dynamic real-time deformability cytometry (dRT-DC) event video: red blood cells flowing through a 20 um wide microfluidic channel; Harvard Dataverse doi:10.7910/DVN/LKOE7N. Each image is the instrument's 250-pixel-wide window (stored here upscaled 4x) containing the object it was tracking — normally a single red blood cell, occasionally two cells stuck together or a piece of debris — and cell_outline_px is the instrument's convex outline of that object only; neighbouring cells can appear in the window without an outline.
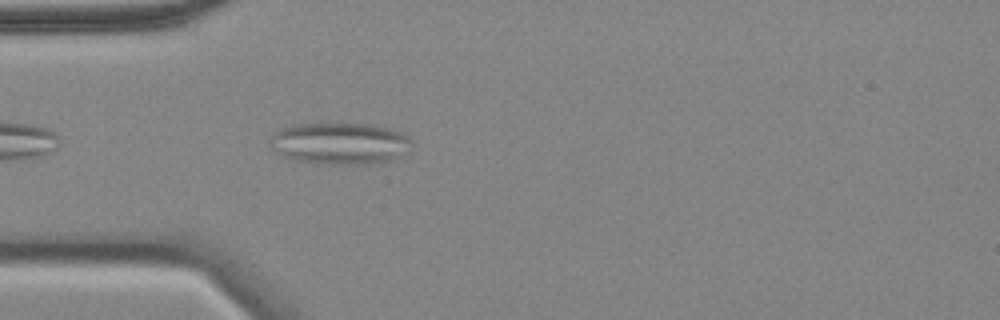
{"species": "common noctule bat (a hibernating species)", "species_latin": "Nyctalus noctula", "temperature_condition": "cold", "stored_images_in_passage": 7, "camera_frame_rate_fps": 3000, "um_per_image_px": 0.085, "animal": {"sex": "female", "body_mass_g": 18.4}, "frame": {"image": 1, "passage_image": 3, "time_ms": 0.667, "image_size_px": [1000, 320], "cell_outline_px": [[412, 144], [388, 160], [380, 164], [316, 164], [296, 160], [284, 156], [276, 152], [268, 144], [268, 140], [280, 128], [296, 124], [372, 124], [400, 132], [408, 136], [412, 140]], "centroid_in_image_um": [28.81, 12.19], "position_along_channel_um": 56.2, "area_um2": 34.22}}